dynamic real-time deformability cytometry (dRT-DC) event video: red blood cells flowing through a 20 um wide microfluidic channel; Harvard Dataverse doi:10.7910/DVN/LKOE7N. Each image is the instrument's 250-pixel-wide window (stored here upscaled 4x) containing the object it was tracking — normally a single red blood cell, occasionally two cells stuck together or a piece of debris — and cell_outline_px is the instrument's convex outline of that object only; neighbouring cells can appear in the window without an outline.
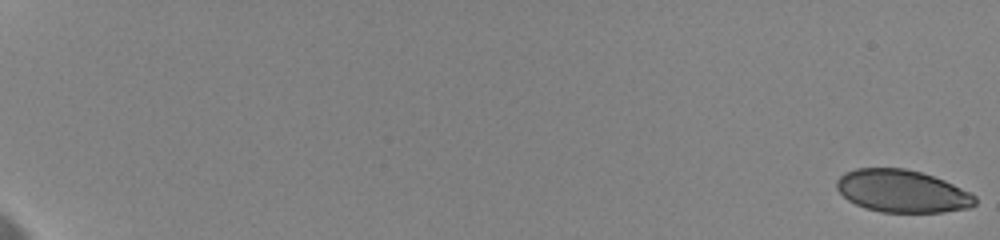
{"species": "human", "species_latin": "Homo sapiens", "temperature_condition": "cold", "stored_images_in_passage": 20, "camera_frame_rate_fps": 3000, "um_per_image_px": 0.085, "donor": {"sex": "female"}, "frame": {"image": 1, "passage_image": 1, "time_ms": 0.0, "image_size_px": [1000, 240], "cell_outline_px": [[976, 204], [968, 208], [944, 212], [880, 212], [864, 208], [848, 200], [836, 188], [836, 180], [844, 172], [856, 168], [904, 168], [920, 172], [944, 180], [976, 196]], "centroid_in_image_um": [76.65, 16.25], "position_along_channel_um": 8.3, "area_um2": 34.22}}
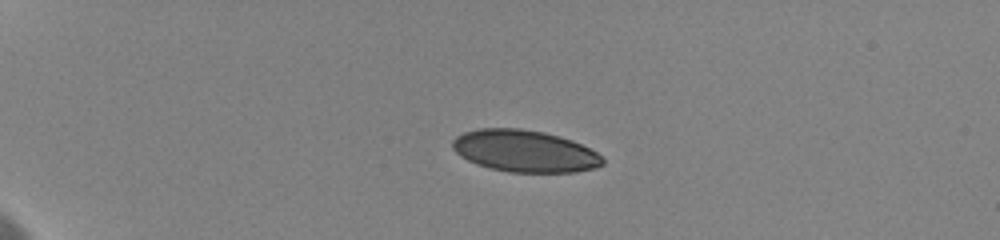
{"frame": {"image": 2, "passage_image": 11, "time_ms": 5.333, "image_size_px": [1000, 240], "cell_outline_px": [[604, 164], [596, 168], [576, 172], [508, 172], [476, 164], [460, 156], [452, 148], [452, 140], [456, 136], [464, 132], [480, 128], [520, 128], [544, 132], [560, 136], [572, 140], [596, 152], [604, 160]], "centroid_in_image_um": [44.59, 12.84], "position_along_channel_um": 40.4, "area_um2": 36.7}}